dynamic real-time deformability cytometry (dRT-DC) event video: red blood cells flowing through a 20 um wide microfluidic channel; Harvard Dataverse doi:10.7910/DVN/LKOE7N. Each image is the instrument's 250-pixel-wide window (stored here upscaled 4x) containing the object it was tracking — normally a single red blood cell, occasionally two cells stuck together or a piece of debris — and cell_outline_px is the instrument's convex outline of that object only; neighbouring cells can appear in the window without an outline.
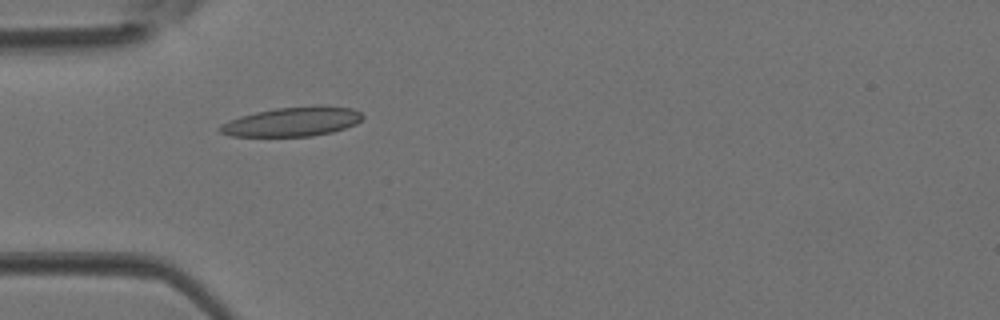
{"species": "Egyptian fruit bat (a non-hibernating species)", "species_latin": "Rousettus aegyptiacus", "temperature_condition": "room temperature", "stored_images_in_passage": 2, "camera_frame_rate_fps": 3000, "um_per_image_px": 0.085, "animal": {"sex": "female"}, "frame": {"image": 1, "passage_image": 1, "time_ms": 0.0, "image_size_px": [1000, 320], "cell_outline_px": [[364, 116], [356, 124], [332, 132], [312, 136], [228, 136], [220, 132], [216, 128], [220, 124], [240, 116], [256, 112], [276, 108], [352, 108], [360, 112]], "centroid_in_image_um": [24.75, 10.39], "position_along_channel_um": 60.2, "area_um2": 23.52}}
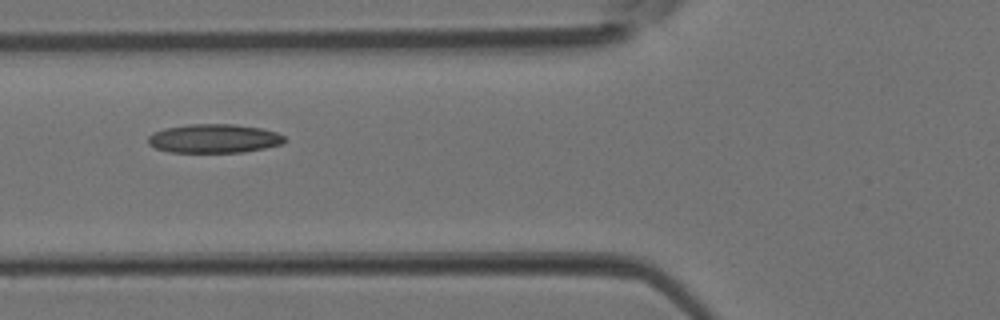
{"frame": {"image": 2, "passage_image": 2, "time_ms": 0.333, "image_size_px": [1000, 320], "cell_outline_px": [[288, 140], [284, 144], [244, 152], [172, 152], [156, 148], [148, 144], [148, 136], [152, 132], [164, 128], [188, 124], [232, 124], [260, 128], [276, 132], [284, 136]], "centroid_in_image_um": [18.2, 11.77], "position_along_channel_um": 107.6, "area_um2": 23.06}}